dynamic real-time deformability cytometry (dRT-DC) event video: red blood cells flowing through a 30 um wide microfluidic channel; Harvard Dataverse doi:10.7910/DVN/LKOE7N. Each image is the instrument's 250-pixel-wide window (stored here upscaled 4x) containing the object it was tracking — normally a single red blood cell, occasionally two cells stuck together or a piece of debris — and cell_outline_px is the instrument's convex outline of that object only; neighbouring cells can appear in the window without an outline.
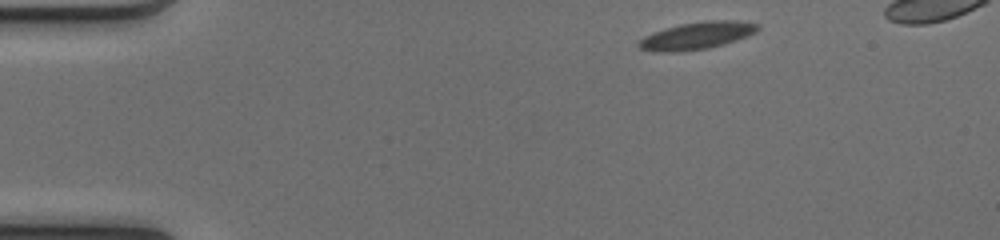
{"species": "common noctule bat (a hibernating species)", "species_latin": "Nyctalus noctula", "temperature_condition": "cold", "stored_images_in_passage": 40, "camera_frame_rate_fps": 3000, "um_per_image_px": 0.085, "animal": {"sex": "female", "body_mass_g": 17.0, "forearm_length_mm": 48.0}, "frame": {"image": 1, "passage_image": 1, "time_ms": 0.0, "image_size_px": [1000, 240], "cell_outline_px": [[760, 28], [756, 32], [748, 36], [724, 44], [708, 48], [676, 52], [652, 52], [640, 48], [636, 44], [644, 36], [652, 32], [680, 24], [708, 20], [736, 20], [760, 24]], "centroid_in_image_um": [59.24, 3.03], "position_along_channel_um": 25.8, "area_um2": 19.07}}
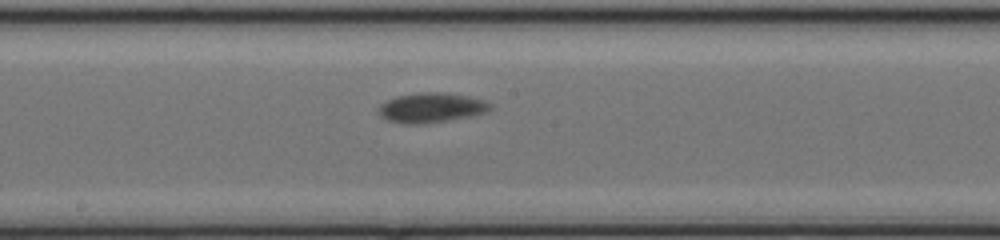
{"frame": {"image": 2, "passage_image": 21, "time_ms": 6.667, "image_size_px": [1000, 240], "cell_outline_px": [[492, 108], [488, 112], [468, 116], [424, 124], [404, 124], [388, 120], [380, 116], [376, 112], [376, 108], [380, 104], [396, 96], [420, 92], [448, 92], [468, 96], [484, 100], [492, 104]], "centroid_in_image_um": [36.63, 9.14], "position_along_channel_um": 211.6, "area_um2": 19.59}}
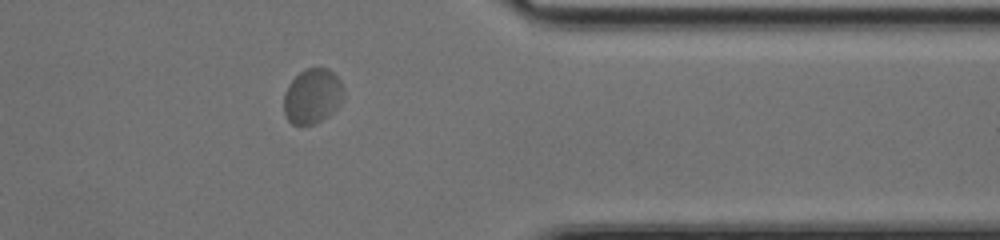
{"frame": {"image": 3, "passage_image": 35, "time_ms": 11.333, "image_size_px": [1000, 240], "cell_outline_px": [[344, 92], [340, 104], [328, 116], [312, 124], [292, 124], [288, 120], [284, 112], [284, 92], [288, 84], [300, 72], [308, 68], [328, 68], [340, 80]], "centroid_in_image_um": [26.54, 8.16], "position_along_channel_um": 384.9, "area_um2": 18.96}}